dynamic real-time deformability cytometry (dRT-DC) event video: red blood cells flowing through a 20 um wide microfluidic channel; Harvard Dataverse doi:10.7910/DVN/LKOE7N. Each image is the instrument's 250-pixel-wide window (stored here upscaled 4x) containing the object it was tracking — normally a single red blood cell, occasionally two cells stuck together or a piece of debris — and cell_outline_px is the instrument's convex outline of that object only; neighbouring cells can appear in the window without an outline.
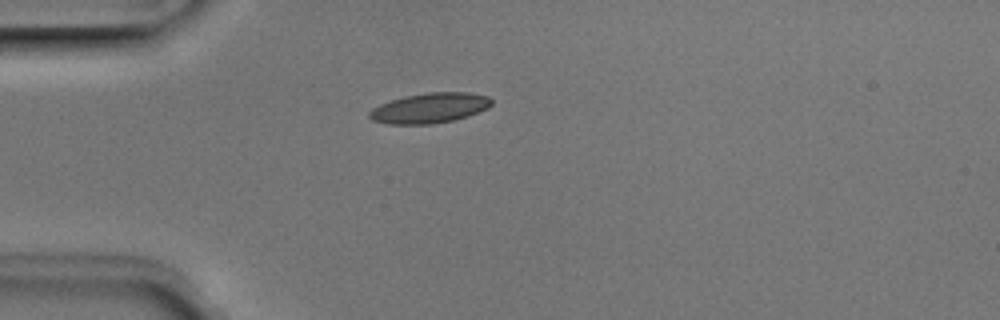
{"species": "Egyptian fruit bat (a non-hibernating species)", "species_latin": "Rousettus aegyptiacus", "temperature_condition": "room temperature", "stored_images_in_passage": 4, "camera_frame_rate_fps": 3000, "um_per_image_px": 0.085, "animal": {"sex": "male"}, "frame": {"image": 1, "passage_image": 4, "time_ms": 1.0, "image_size_px": [1000, 320], "cell_outline_px": [[492, 104], [488, 108], [468, 116], [452, 120], [432, 124], [388, 124], [372, 120], [368, 116], [368, 112], [372, 108], [380, 104], [404, 96], [428, 92], [468, 92], [488, 96], [492, 100]], "centroid_in_image_um": [36.52, 9.18], "position_along_channel_um": 48.5, "area_um2": 21.5}}